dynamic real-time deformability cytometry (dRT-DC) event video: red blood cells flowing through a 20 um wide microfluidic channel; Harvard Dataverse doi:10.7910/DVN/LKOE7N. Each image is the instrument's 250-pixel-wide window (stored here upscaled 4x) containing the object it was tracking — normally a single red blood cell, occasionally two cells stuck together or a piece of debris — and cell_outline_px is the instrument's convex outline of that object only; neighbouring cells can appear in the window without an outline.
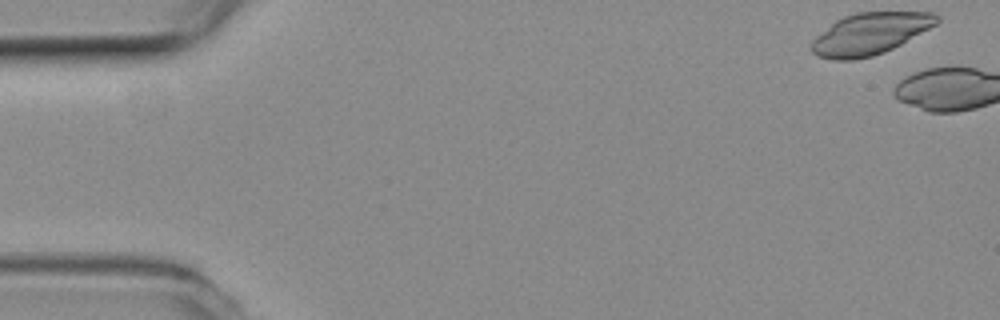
{"species": "common noctule bat (a hibernating species)", "species_latin": "Nyctalus noctula", "temperature_condition": "room temperature", "stored_images_in_passage": 6, "segment_of_instrument_passage": [2, 2], "camera_frame_rate_fps": 3000, "um_per_image_px": 0.085, "animal": {"sex": "female", "body_mass_g": 19.3, "forearm_length_mm": 54.1}, "frame": {"image": 1, "passage_image": 6, "time_ms": 1.667, "image_size_px": [1000, 320], "cell_outline_px": [[940, 20], [936, 24], [900, 44], [884, 52], [872, 56], [852, 60], [832, 60], [820, 56], [812, 52], [812, 40], [816, 36], [836, 20], [844, 16], [856, 12], [936, 12], [940, 16]], "centroid_in_image_um": [73.95, 2.86], "position_along_channel_um": 11.0, "area_um2": 30.17}}